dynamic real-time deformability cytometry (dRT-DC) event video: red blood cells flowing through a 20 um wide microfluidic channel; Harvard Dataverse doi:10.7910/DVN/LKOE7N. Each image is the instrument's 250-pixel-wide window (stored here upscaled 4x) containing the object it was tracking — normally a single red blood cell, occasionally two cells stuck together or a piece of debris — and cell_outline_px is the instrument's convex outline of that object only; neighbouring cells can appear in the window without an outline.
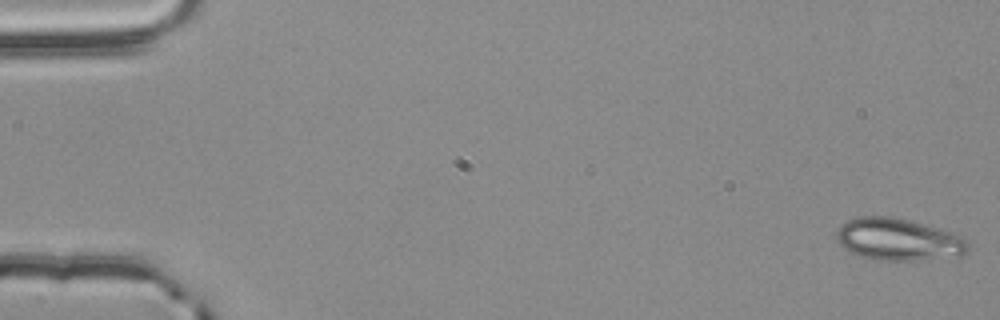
{"species": "common noctule bat (a hibernating species)", "species_latin": "Nyctalus noctula", "temperature_condition": "room temperature", "stored_images_in_passage": 56, "camera_frame_rate_fps": 3000, "um_per_image_px": 0.085, "animal": {"sex": "male", "body_mass_g": 20.4}, "frame": {"image": 1, "passage_image": 1, "time_ms": 0.0, "image_size_px": [1000, 320], "cell_outline_px": [[968, 252], [960, 256], [912, 260], [880, 260], [860, 256], [848, 252], [836, 240], [836, 232], [848, 220], [860, 216], [892, 216], [908, 220], [952, 232], [968, 240]], "centroid_in_image_um": [76.36, 20.36], "position_along_channel_um": 8.6, "area_um2": 32.14}}
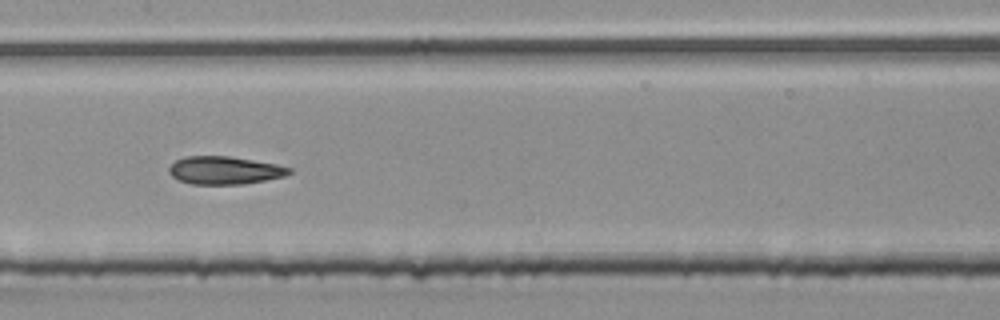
{"frame": {"image": 2, "passage_image": 28, "time_ms": 9.0, "image_size_px": [1000, 320], "cell_outline_px": [[292, 172], [284, 176], [244, 184], [192, 184], [180, 180], [172, 176], [168, 172], [168, 168], [176, 160], [184, 156], [228, 156], [276, 164], [292, 168]], "centroid_in_image_um": [19.08, 14.47], "position_along_channel_um": 188.3, "area_um2": 19.42}}
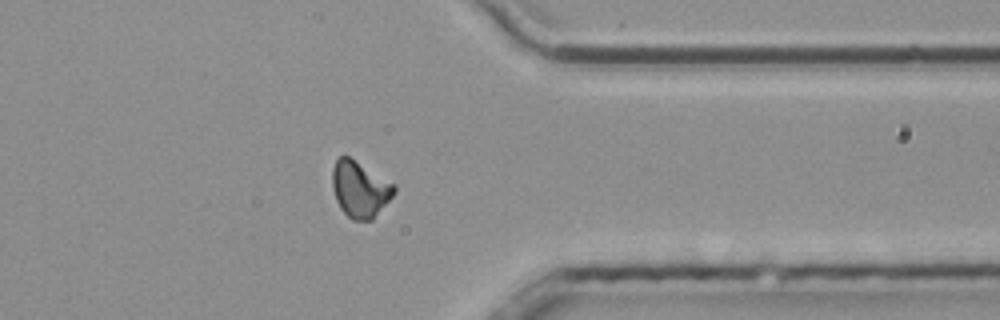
{"frame": {"image": 3, "passage_image": 44, "time_ms": 14.333, "image_size_px": [1000, 320], "cell_outline_px": [[396, 192], [372, 220], [352, 220], [340, 208], [336, 200], [332, 188], [332, 168], [336, 160], [340, 156], [348, 156], [396, 184]], "centroid_in_image_um": [30.6, 16.08], "position_along_channel_um": 380.8, "area_um2": 20.29}}